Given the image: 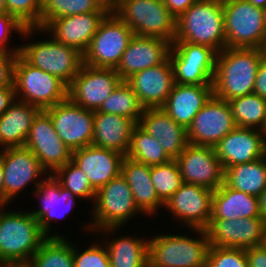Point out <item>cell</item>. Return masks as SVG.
<instances>
[{"mask_svg": "<svg viewBox=\"0 0 266 267\" xmlns=\"http://www.w3.org/2000/svg\"><path fill=\"white\" fill-rule=\"evenodd\" d=\"M111 267H143L148 262V241L118 237L106 246Z\"/></svg>", "mask_w": 266, "mask_h": 267, "instance_id": "33", "label": "cell"}, {"mask_svg": "<svg viewBox=\"0 0 266 267\" xmlns=\"http://www.w3.org/2000/svg\"><path fill=\"white\" fill-rule=\"evenodd\" d=\"M206 267H249L246 249L209 246Z\"/></svg>", "mask_w": 266, "mask_h": 267, "instance_id": "42", "label": "cell"}, {"mask_svg": "<svg viewBox=\"0 0 266 267\" xmlns=\"http://www.w3.org/2000/svg\"><path fill=\"white\" fill-rule=\"evenodd\" d=\"M260 218L266 223V189L258 195Z\"/></svg>", "mask_w": 266, "mask_h": 267, "instance_id": "50", "label": "cell"}, {"mask_svg": "<svg viewBox=\"0 0 266 267\" xmlns=\"http://www.w3.org/2000/svg\"><path fill=\"white\" fill-rule=\"evenodd\" d=\"M7 13L26 28H40L41 0H4Z\"/></svg>", "mask_w": 266, "mask_h": 267, "instance_id": "41", "label": "cell"}, {"mask_svg": "<svg viewBox=\"0 0 266 267\" xmlns=\"http://www.w3.org/2000/svg\"><path fill=\"white\" fill-rule=\"evenodd\" d=\"M226 48H260L266 28L262 9L248 0H222Z\"/></svg>", "mask_w": 266, "mask_h": 267, "instance_id": "9", "label": "cell"}, {"mask_svg": "<svg viewBox=\"0 0 266 267\" xmlns=\"http://www.w3.org/2000/svg\"><path fill=\"white\" fill-rule=\"evenodd\" d=\"M0 267H27V266H9V265H1Z\"/></svg>", "mask_w": 266, "mask_h": 267, "instance_id": "62", "label": "cell"}, {"mask_svg": "<svg viewBox=\"0 0 266 267\" xmlns=\"http://www.w3.org/2000/svg\"><path fill=\"white\" fill-rule=\"evenodd\" d=\"M261 159L263 161V165H264L265 172H266V147L264 149V152H263V155H262Z\"/></svg>", "mask_w": 266, "mask_h": 267, "instance_id": "56", "label": "cell"}, {"mask_svg": "<svg viewBox=\"0 0 266 267\" xmlns=\"http://www.w3.org/2000/svg\"><path fill=\"white\" fill-rule=\"evenodd\" d=\"M110 11H96L52 19L43 29L51 32L55 41L84 53L100 22Z\"/></svg>", "mask_w": 266, "mask_h": 267, "instance_id": "22", "label": "cell"}, {"mask_svg": "<svg viewBox=\"0 0 266 267\" xmlns=\"http://www.w3.org/2000/svg\"><path fill=\"white\" fill-rule=\"evenodd\" d=\"M16 99L14 86L0 87V116L15 102Z\"/></svg>", "mask_w": 266, "mask_h": 267, "instance_id": "49", "label": "cell"}, {"mask_svg": "<svg viewBox=\"0 0 266 267\" xmlns=\"http://www.w3.org/2000/svg\"><path fill=\"white\" fill-rule=\"evenodd\" d=\"M174 41L206 45L217 53L226 48L222 0H198L176 19Z\"/></svg>", "mask_w": 266, "mask_h": 267, "instance_id": "3", "label": "cell"}, {"mask_svg": "<svg viewBox=\"0 0 266 267\" xmlns=\"http://www.w3.org/2000/svg\"><path fill=\"white\" fill-rule=\"evenodd\" d=\"M73 245L74 267H111L106 247L93 244L83 252H77Z\"/></svg>", "mask_w": 266, "mask_h": 267, "instance_id": "43", "label": "cell"}, {"mask_svg": "<svg viewBox=\"0 0 266 267\" xmlns=\"http://www.w3.org/2000/svg\"><path fill=\"white\" fill-rule=\"evenodd\" d=\"M13 84L17 100L41 110L68 98V86L61 79L29 64L20 54L14 63Z\"/></svg>", "mask_w": 266, "mask_h": 267, "instance_id": "5", "label": "cell"}, {"mask_svg": "<svg viewBox=\"0 0 266 267\" xmlns=\"http://www.w3.org/2000/svg\"><path fill=\"white\" fill-rule=\"evenodd\" d=\"M260 217L258 197L234 190L223 183L213 192L211 219Z\"/></svg>", "mask_w": 266, "mask_h": 267, "instance_id": "31", "label": "cell"}, {"mask_svg": "<svg viewBox=\"0 0 266 267\" xmlns=\"http://www.w3.org/2000/svg\"><path fill=\"white\" fill-rule=\"evenodd\" d=\"M262 245L266 249V228H265V232H264V237H263V243H262Z\"/></svg>", "mask_w": 266, "mask_h": 267, "instance_id": "59", "label": "cell"}, {"mask_svg": "<svg viewBox=\"0 0 266 267\" xmlns=\"http://www.w3.org/2000/svg\"><path fill=\"white\" fill-rule=\"evenodd\" d=\"M171 44L157 37L134 35L115 69L120 79L126 81L139 71L164 63L169 58Z\"/></svg>", "mask_w": 266, "mask_h": 267, "instance_id": "23", "label": "cell"}, {"mask_svg": "<svg viewBox=\"0 0 266 267\" xmlns=\"http://www.w3.org/2000/svg\"><path fill=\"white\" fill-rule=\"evenodd\" d=\"M138 124L158 140L172 159H176L188 144L187 130L177 124L161 107L144 108Z\"/></svg>", "mask_w": 266, "mask_h": 267, "instance_id": "27", "label": "cell"}, {"mask_svg": "<svg viewBox=\"0 0 266 267\" xmlns=\"http://www.w3.org/2000/svg\"><path fill=\"white\" fill-rule=\"evenodd\" d=\"M263 22L266 28V7L262 9Z\"/></svg>", "mask_w": 266, "mask_h": 267, "instance_id": "57", "label": "cell"}, {"mask_svg": "<svg viewBox=\"0 0 266 267\" xmlns=\"http://www.w3.org/2000/svg\"><path fill=\"white\" fill-rule=\"evenodd\" d=\"M122 80L114 68L82 64L68 86V98L75 104L96 111Z\"/></svg>", "mask_w": 266, "mask_h": 267, "instance_id": "13", "label": "cell"}, {"mask_svg": "<svg viewBox=\"0 0 266 267\" xmlns=\"http://www.w3.org/2000/svg\"><path fill=\"white\" fill-rule=\"evenodd\" d=\"M136 123L127 117L106 112H94L91 145L127 155L131 134Z\"/></svg>", "mask_w": 266, "mask_h": 267, "instance_id": "28", "label": "cell"}, {"mask_svg": "<svg viewBox=\"0 0 266 267\" xmlns=\"http://www.w3.org/2000/svg\"><path fill=\"white\" fill-rule=\"evenodd\" d=\"M47 237L30 212L0 216V265L26 266Z\"/></svg>", "mask_w": 266, "mask_h": 267, "instance_id": "2", "label": "cell"}, {"mask_svg": "<svg viewBox=\"0 0 266 267\" xmlns=\"http://www.w3.org/2000/svg\"><path fill=\"white\" fill-rule=\"evenodd\" d=\"M27 267H74L73 245L64 237H47Z\"/></svg>", "mask_w": 266, "mask_h": 267, "instance_id": "36", "label": "cell"}, {"mask_svg": "<svg viewBox=\"0 0 266 267\" xmlns=\"http://www.w3.org/2000/svg\"><path fill=\"white\" fill-rule=\"evenodd\" d=\"M134 35L127 24L109 12L83 53V63L96 68L116 69Z\"/></svg>", "mask_w": 266, "mask_h": 267, "instance_id": "8", "label": "cell"}, {"mask_svg": "<svg viewBox=\"0 0 266 267\" xmlns=\"http://www.w3.org/2000/svg\"><path fill=\"white\" fill-rule=\"evenodd\" d=\"M194 231L199 238L161 234L149 239L148 261L155 267H206L208 234L202 229Z\"/></svg>", "mask_w": 266, "mask_h": 267, "instance_id": "4", "label": "cell"}, {"mask_svg": "<svg viewBox=\"0 0 266 267\" xmlns=\"http://www.w3.org/2000/svg\"><path fill=\"white\" fill-rule=\"evenodd\" d=\"M127 157L146 165H160L172 160L157 139L146 132L138 123L131 134Z\"/></svg>", "mask_w": 266, "mask_h": 267, "instance_id": "35", "label": "cell"}, {"mask_svg": "<svg viewBox=\"0 0 266 267\" xmlns=\"http://www.w3.org/2000/svg\"><path fill=\"white\" fill-rule=\"evenodd\" d=\"M217 52L209 46L174 41L169 59L175 83L213 85Z\"/></svg>", "mask_w": 266, "mask_h": 267, "instance_id": "11", "label": "cell"}, {"mask_svg": "<svg viewBox=\"0 0 266 267\" xmlns=\"http://www.w3.org/2000/svg\"><path fill=\"white\" fill-rule=\"evenodd\" d=\"M224 183L234 190L258 197L266 189V172L262 159L226 168Z\"/></svg>", "mask_w": 266, "mask_h": 267, "instance_id": "32", "label": "cell"}, {"mask_svg": "<svg viewBox=\"0 0 266 267\" xmlns=\"http://www.w3.org/2000/svg\"><path fill=\"white\" fill-rule=\"evenodd\" d=\"M0 13H7L6 5L4 0H0Z\"/></svg>", "mask_w": 266, "mask_h": 267, "instance_id": "55", "label": "cell"}, {"mask_svg": "<svg viewBox=\"0 0 266 267\" xmlns=\"http://www.w3.org/2000/svg\"><path fill=\"white\" fill-rule=\"evenodd\" d=\"M126 82L144 108L162 107L175 85L170 59L133 74Z\"/></svg>", "mask_w": 266, "mask_h": 267, "instance_id": "21", "label": "cell"}, {"mask_svg": "<svg viewBox=\"0 0 266 267\" xmlns=\"http://www.w3.org/2000/svg\"><path fill=\"white\" fill-rule=\"evenodd\" d=\"M261 132L264 134V137L266 139V116H265V121H264Z\"/></svg>", "mask_w": 266, "mask_h": 267, "instance_id": "58", "label": "cell"}, {"mask_svg": "<svg viewBox=\"0 0 266 267\" xmlns=\"http://www.w3.org/2000/svg\"><path fill=\"white\" fill-rule=\"evenodd\" d=\"M18 54L0 51V87L14 86V63Z\"/></svg>", "mask_w": 266, "mask_h": 267, "instance_id": "45", "label": "cell"}, {"mask_svg": "<svg viewBox=\"0 0 266 267\" xmlns=\"http://www.w3.org/2000/svg\"><path fill=\"white\" fill-rule=\"evenodd\" d=\"M126 0H107V5L109 6L110 12H112L120 3Z\"/></svg>", "mask_w": 266, "mask_h": 267, "instance_id": "52", "label": "cell"}, {"mask_svg": "<svg viewBox=\"0 0 266 267\" xmlns=\"http://www.w3.org/2000/svg\"><path fill=\"white\" fill-rule=\"evenodd\" d=\"M95 206L93 207V222L86 228L89 231H109L125 225L124 222L142 212L136 205L131 189L125 178L119 176L110 180L96 191ZM98 229V230H97Z\"/></svg>", "mask_w": 266, "mask_h": 267, "instance_id": "6", "label": "cell"}, {"mask_svg": "<svg viewBox=\"0 0 266 267\" xmlns=\"http://www.w3.org/2000/svg\"><path fill=\"white\" fill-rule=\"evenodd\" d=\"M151 181L158 198L165 203L182 185V177L175 159L151 166Z\"/></svg>", "mask_w": 266, "mask_h": 267, "instance_id": "40", "label": "cell"}, {"mask_svg": "<svg viewBox=\"0 0 266 267\" xmlns=\"http://www.w3.org/2000/svg\"><path fill=\"white\" fill-rule=\"evenodd\" d=\"M260 51L262 58L266 60V36L264 37L263 42L260 46Z\"/></svg>", "mask_w": 266, "mask_h": 267, "instance_id": "54", "label": "cell"}, {"mask_svg": "<svg viewBox=\"0 0 266 267\" xmlns=\"http://www.w3.org/2000/svg\"><path fill=\"white\" fill-rule=\"evenodd\" d=\"M214 95L213 85L175 83L166 103L161 107L177 124L186 130L196 114Z\"/></svg>", "mask_w": 266, "mask_h": 267, "instance_id": "26", "label": "cell"}, {"mask_svg": "<svg viewBox=\"0 0 266 267\" xmlns=\"http://www.w3.org/2000/svg\"><path fill=\"white\" fill-rule=\"evenodd\" d=\"M5 206H7V204H4V203H1V202H0V208H2V209H0V216H1V213H2L3 211H5V210H3V208H5Z\"/></svg>", "mask_w": 266, "mask_h": 267, "instance_id": "60", "label": "cell"}, {"mask_svg": "<svg viewBox=\"0 0 266 267\" xmlns=\"http://www.w3.org/2000/svg\"><path fill=\"white\" fill-rule=\"evenodd\" d=\"M110 11L107 0H41L40 29L59 17Z\"/></svg>", "mask_w": 266, "mask_h": 267, "instance_id": "34", "label": "cell"}, {"mask_svg": "<svg viewBox=\"0 0 266 267\" xmlns=\"http://www.w3.org/2000/svg\"><path fill=\"white\" fill-rule=\"evenodd\" d=\"M136 36L157 37L174 43L176 19L163 0H126L112 11Z\"/></svg>", "mask_w": 266, "mask_h": 267, "instance_id": "7", "label": "cell"}, {"mask_svg": "<svg viewBox=\"0 0 266 267\" xmlns=\"http://www.w3.org/2000/svg\"><path fill=\"white\" fill-rule=\"evenodd\" d=\"M236 126L262 130L266 116V99L255 93L228 101Z\"/></svg>", "mask_w": 266, "mask_h": 267, "instance_id": "37", "label": "cell"}, {"mask_svg": "<svg viewBox=\"0 0 266 267\" xmlns=\"http://www.w3.org/2000/svg\"><path fill=\"white\" fill-rule=\"evenodd\" d=\"M213 190L190 183L179 189L164 203V207L181 219L184 226L206 230L210 224Z\"/></svg>", "mask_w": 266, "mask_h": 267, "instance_id": "18", "label": "cell"}, {"mask_svg": "<svg viewBox=\"0 0 266 267\" xmlns=\"http://www.w3.org/2000/svg\"><path fill=\"white\" fill-rule=\"evenodd\" d=\"M40 108L16 100L0 116V146L4 148L24 146L33 120Z\"/></svg>", "mask_w": 266, "mask_h": 267, "instance_id": "30", "label": "cell"}, {"mask_svg": "<svg viewBox=\"0 0 266 267\" xmlns=\"http://www.w3.org/2000/svg\"><path fill=\"white\" fill-rule=\"evenodd\" d=\"M34 195L41 198V208L30 213L39 222L40 229L46 237H61L49 234L50 222L62 218L71 212L75 205V196L71 191L61 187L60 183L50 174L46 180H40L35 184ZM62 207V208H61ZM62 209V210H61Z\"/></svg>", "mask_w": 266, "mask_h": 267, "instance_id": "25", "label": "cell"}, {"mask_svg": "<svg viewBox=\"0 0 266 267\" xmlns=\"http://www.w3.org/2000/svg\"><path fill=\"white\" fill-rule=\"evenodd\" d=\"M52 174L61 187L71 191L77 198H93L95 201L97 190L91 185L87 175L72 161L57 168Z\"/></svg>", "mask_w": 266, "mask_h": 267, "instance_id": "39", "label": "cell"}, {"mask_svg": "<svg viewBox=\"0 0 266 267\" xmlns=\"http://www.w3.org/2000/svg\"><path fill=\"white\" fill-rule=\"evenodd\" d=\"M248 1L258 8L263 9L264 7H266V0H248Z\"/></svg>", "mask_w": 266, "mask_h": 267, "instance_id": "53", "label": "cell"}, {"mask_svg": "<svg viewBox=\"0 0 266 267\" xmlns=\"http://www.w3.org/2000/svg\"><path fill=\"white\" fill-rule=\"evenodd\" d=\"M236 127L228 101L214 95L196 114L187 129V142L198 146L215 147Z\"/></svg>", "mask_w": 266, "mask_h": 267, "instance_id": "14", "label": "cell"}, {"mask_svg": "<svg viewBox=\"0 0 266 267\" xmlns=\"http://www.w3.org/2000/svg\"><path fill=\"white\" fill-rule=\"evenodd\" d=\"M51 39L24 44L20 47L19 54L29 64L52 74L69 86L83 64V54Z\"/></svg>", "mask_w": 266, "mask_h": 267, "instance_id": "10", "label": "cell"}, {"mask_svg": "<svg viewBox=\"0 0 266 267\" xmlns=\"http://www.w3.org/2000/svg\"><path fill=\"white\" fill-rule=\"evenodd\" d=\"M39 160L48 173L71 161L72 151L57 135L52 120L45 110H41L33 120L28 138L24 145Z\"/></svg>", "mask_w": 266, "mask_h": 267, "instance_id": "16", "label": "cell"}, {"mask_svg": "<svg viewBox=\"0 0 266 267\" xmlns=\"http://www.w3.org/2000/svg\"><path fill=\"white\" fill-rule=\"evenodd\" d=\"M3 165L4 204L41 174H46L38 158L25 146L3 148L0 156Z\"/></svg>", "mask_w": 266, "mask_h": 267, "instance_id": "19", "label": "cell"}, {"mask_svg": "<svg viewBox=\"0 0 266 267\" xmlns=\"http://www.w3.org/2000/svg\"><path fill=\"white\" fill-rule=\"evenodd\" d=\"M260 48H224L216 55L214 96L230 101L253 93Z\"/></svg>", "mask_w": 266, "mask_h": 267, "instance_id": "1", "label": "cell"}, {"mask_svg": "<svg viewBox=\"0 0 266 267\" xmlns=\"http://www.w3.org/2000/svg\"><path fill=\"white\" fill-rule=\"evenodd\" d=\"M266 139L261 130L236 126L214 147L223 169L262 157Z\"/></svg>", "mask_w": 266, "mask_h": 267, "instance_id": "20", "label": "cell"}, {"mask_svg": "<svg viewBox=\"0 0 266 267\" xmlns=\"http://www.w3.org/2000/svg\"><path fill=\"white\" fill-rule=\"evenodd\" d=\"M0 202L4 203V179H3V165L0 159Z\"/></svg>", "mask_w": 266, "mask_h": 267, "instance_id": "51", "label": "cell"}, {"mask_svg": "<svg viewBox=\"0 0 266 267\" xmlns=\"http://www.w3.org/2000/svg\"><path fill=\"white\" fill-rule=\"evenodd\" d=\"M45 111L49 114L57 135L71 151L91 145L93 110L85 109L67 98Z\"/></svg>", "mask_w": 266, "mask_h": 267, "instance_id": "12", "label": "cell"}, {"mask_svg": "<svg viewBox=\"0 0 266 267\" xmlns=\"http://www.w3.org/2000/svg\"><path fill=\"white\" fill-rule=\"evenodd\" d=\"M175 160L184 183L213 191L224 183V169L214 147L188 143Z\"/></svg>", "mask_w": 266, "mask_h": 267, "instance_id": "15", "label": "cell"}, {"mask_svg": "<svg viewBox=\"0 0 266 267\" xmlns=\"http://www.w3.org/2000/svg\"><path fill=\"white\" fill-rule=\"evenodd\" d=\"M18 32L23 35L24 38L33 34V31H41L40 28H26L22 25L14 16L8 13H0V51H6L9 53H19L20 47L16 49L9 50L7 46V41L9 39V34L12 31ZM29 35V36H28ZM13 50V51H12Z\"/></svg>", "mask_w": 266, "mask_h": 267, "instance_id": "44", "label": "cell"}, {"mask_svg": "<svg viewBox=\"0 0 266 267\" xmlns=\"http://www.w3.org/2000/svg\"><path fill=\"white\" fill-rule=\"evenodd\" d=\"M249 267H266V249L263 245L246 249Z\"/></svg>", "mask_w": 266, "mask_h": 267, "instance_id": "46", "label": "cell"}, {"mask_svg": "<svg viewBox=\"0 0 266 267\" xmlns=\"http://www.w3.org/2000/svg\"><path fill=\"white\" fill-rule=\"evenodd\" d=\"M151 166L135 161L125 156L121 174L129 185L137 207L143 214H155V211L164 206L158 198L156 190L151 181Z\"/></svg>", "mask_w": 266, "mask_h": 267, "instance_id": "29", "label": "cell"}, {"mask_svg": "<svg viewBox=\"0 0 266 267\" xmlns=\"http://www.w3.org/2000/svg\"><path fill=\"white\" fill-rule=\"evenodd\" d=\"M144 107L126 81H121L112 94L94 112H106L132 119L139 123Z\"/></svg>", "mask_w": 266, "mask_h": 267, "instance_id": "38", "label": "cell"}, {"mask_svg": "<svg viewBox=\"0 0 266 267\" xmlns=\"http://www.w3.org/2000/svg\"><path fill=\"white\" fill-rule=\"evenodd\" d=\"M253 93L266 99V60L263 58L257 70Z\"/></svg>", "mask_w": 266, "mask_h": 267, "instance_id": "47", "label": "cell"}, {"mask_svg": "<svg viewBox=\"0 0 266 267\" xmlns=\"http://www.w3.org/2000/svg\"><path fill=\"white\" fill-rule=\"evenodd\" d=\"M143 267H155V266L152 265V264L148 261Z\"/></svg>", "mask_w": 266, "mask_h": 267, "instance_id": "61", "label": "cell"}, {"mask_svg": "<svg viewBox=\"0 0 266 267\" xmlns=\"http://www.w3.org/2000/svg\"><path fill=\"white\" fill-rule=\"evenodd\" d=\"M266 223L260 217L210 219V246L248 249L262 245Z\"/></svg>", "mask_w": 266, "mask_h": 267, "instance_id": "17", "label": "cell"}, {"mask_svg": "<svg viewBox=\"0 0 266 267\" xmlns=\"http://www.w3.org/2000/svg\"><path fill=\"white\" fill-rule=\"evenodd\" d=\"M125 155L110 149L88 145L72 151L71 161L89 178L91 185L98 190L121 174Z\"/></svg>", "mask_w": 266, "mask_h": 267, "instance_id": "24", "label": "cell"}, {"mask_svg": "<svg viewBox=\"0 0 266 267\" xmlns=\"http://www.w3.org/2000/svg\"><path fill=\"white\" fill-rule=\"evenodd\" d=\"M198 0H163L170 14L175 18H179L191 5Z\"/></svg>", "mask_w": 266, "mask_h": 267, "instance_id": "48", "label": "cell"}]
</instances>
